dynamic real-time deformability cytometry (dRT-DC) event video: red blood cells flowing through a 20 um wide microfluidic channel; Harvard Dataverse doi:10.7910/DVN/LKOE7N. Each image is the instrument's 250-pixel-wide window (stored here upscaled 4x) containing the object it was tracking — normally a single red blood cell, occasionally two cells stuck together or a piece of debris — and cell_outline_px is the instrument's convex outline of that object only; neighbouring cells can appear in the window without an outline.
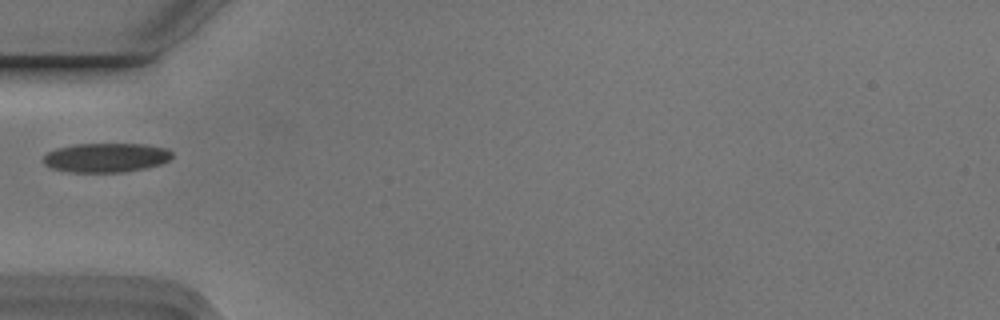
{"species": "Egyptian fruit bat (a non-hibernating species)", "species_latin": "Rousettus aegyptiacus", "temperature_condition": "cold", "stored_images_in_passage": 1, "camera_frame_rate_fps": 3000, "um_per_image_px": 0.085, "animal": {"sex": "male"}, "frame": {"image": 1, "passage_image": 1, "time_ms": 0.0, "image_size_px": [1000, 320], "cell_outline_px": [[172, 156], [168, 160], [160, 164], [144, 168], [124, 172], [68, 172], [52, 168], [44, 164], [44, 156], [48, 152], [56, 148], [76, 144], [148, 144], [168, 148], [172, 152]], "centroid_in_image_um": [9.02, 13.39], "position_along_channel_um": 76.0, "area_um2": 21.96}}